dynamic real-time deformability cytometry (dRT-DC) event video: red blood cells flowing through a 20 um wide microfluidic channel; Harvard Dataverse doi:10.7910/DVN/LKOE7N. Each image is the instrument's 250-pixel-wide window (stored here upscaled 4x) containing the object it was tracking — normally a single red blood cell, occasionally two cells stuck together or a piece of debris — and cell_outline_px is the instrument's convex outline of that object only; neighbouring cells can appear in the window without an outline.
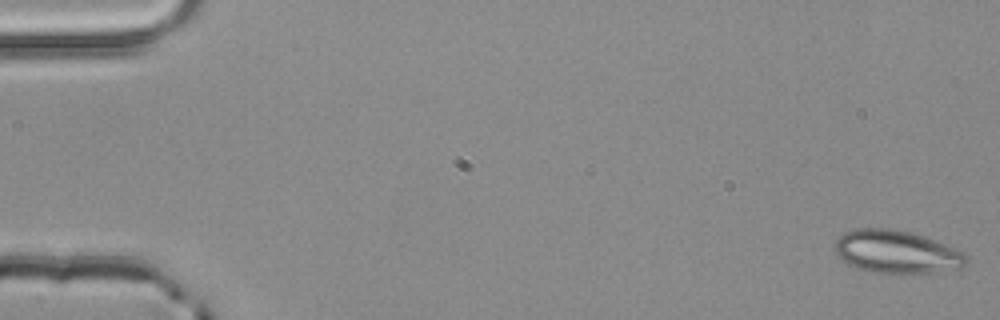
{"species": "common noctule bat (a hibernating species)", "species_latin": "Nyctalus noctula", "temperature_condition": "room temperature", "stored_images_in_passage": 4, "camera_frame_rate_fps": 3000, "um_per_image_px": 0.085, "animal": {"sex": "male", "body_mass_g": 20.4}, "frame": {"image": 1, "passage_image": 1, "time_ms": 0.0, "image_size_px": [1000, 320], "cell_outline_px": [[968, 264], [960, 268], [940, 272], [900, 276], [872, 272], [848, 264], [840, 260], [836, 256], [832, 244], [844, 232], [856, 228], [888, 228], [908, 232], [924, 236], [956, 248], [968, 256]], "centroid_in_image_um": [76.2, 21.45], "position_along_channel_um": 8.8, "area_um2": 33.93}}